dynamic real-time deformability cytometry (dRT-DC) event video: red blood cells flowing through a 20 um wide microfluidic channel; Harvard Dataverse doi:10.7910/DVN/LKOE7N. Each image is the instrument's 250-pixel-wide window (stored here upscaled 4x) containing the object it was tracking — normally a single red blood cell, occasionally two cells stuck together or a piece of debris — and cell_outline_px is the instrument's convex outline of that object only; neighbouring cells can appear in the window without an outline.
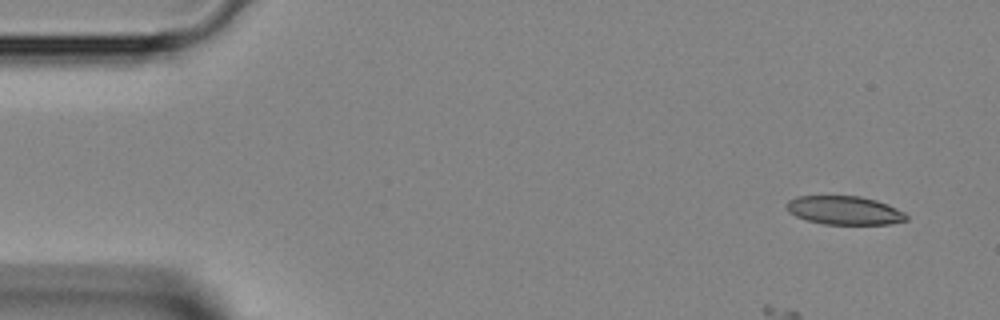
{"species": "Egyptian fruit bat (a non-hibernating species)", "species_latin": "Rousettus aegyptiacus", "temperature_condition": "room temperature", "stored_images_in_passage": 41, "camera_frame_rate_fps": 3000, "um_per_image_px": 0.085, "animal": {"sex": "female"}, "frame": {"image": 1, "passage_image": 1, "time_ms": 0.0, "image_size_px": [1000, 320], "cell_outline_px": [[908, 220], [888, 224], [824, 224], [808, 220], [796, 216], [788, 212], [788, 200], [796, 196], [860, 196], [876, 200], [888, 204], [904, 212], [908, 216]], "centroid_in_image_um": [71.8, 17.88], "position_along_channel_um": 13.2, "area_um2": 19.88}}
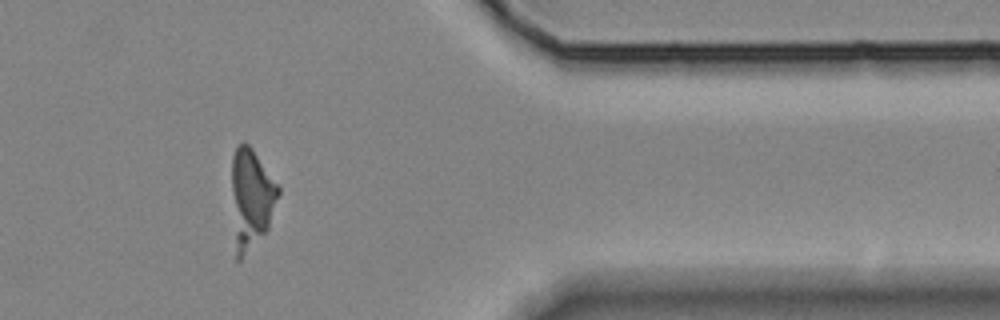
{"frame": {"image": 2, "passage_image": 34, "time_ms": 11.0, "image_size_px": [1000, 320], "cell_outline_px": [[280, 192], [268, 228], [240, 260], [236, 264], [232, 188], [232, 156], [236, 148], [240, 144], [248, 144], [252, 148], [280, 188]], "centroid_in_image_um": [21.35, 16.87], "position_along_channel_um": 390.1, "area_um2": 26.53}}
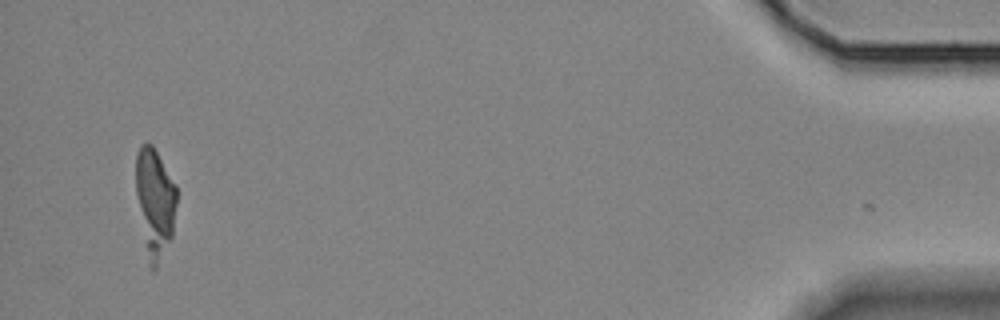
{"frame": {"image": 3, "passage_image": 40, "time_ms": 13.0, "image_size_px": [1000, 320], "cell_outline_px": [[176, 204], [172, 236], [156, 268], [152, 272], [148, 268], [136, 192], [136, 152], [140, 144], [148, 140], [152, 144], [176, 184]], "centroid_in_image_um": [13.15, 17.2], "position_along_channel_um": 422.1, "area_um2": 26.01}}